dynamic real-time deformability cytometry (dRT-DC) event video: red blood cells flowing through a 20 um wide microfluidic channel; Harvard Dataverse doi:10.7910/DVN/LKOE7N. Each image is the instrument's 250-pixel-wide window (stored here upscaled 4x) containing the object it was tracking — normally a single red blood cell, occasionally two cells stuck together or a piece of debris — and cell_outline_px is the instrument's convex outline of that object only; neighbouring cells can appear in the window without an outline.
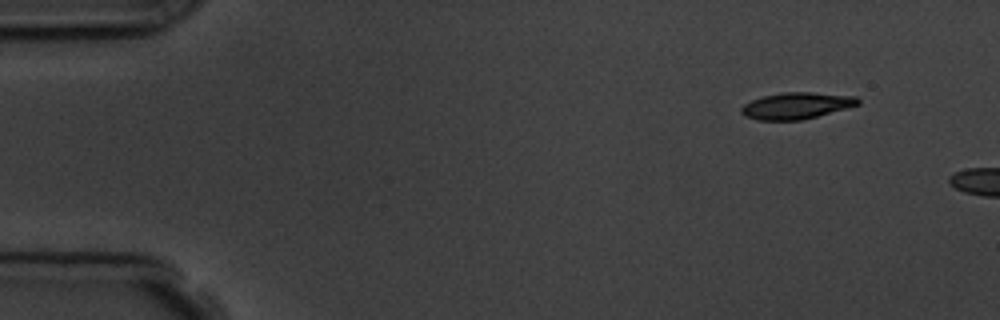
{"species": "common noctule bat (a hibernating species)", "species_latin": "Nyctalus noctula", "temperature_condition": "room temperature", "stored_images_in_passage": 2, "camera_frame_rate_fps": 3000, "um_per_image_px": 0.085, "animal": {"sex": "male", "body_mass_g": 19.5, "forearm_length_mm": 54.6}, "frame": {"image": 1, "passage_image": 1, "time_ms": 0.0, "image_size_px": [1000, 320], "cell_outline_px": [[860, 104], [804, 120], [756, 120], [744, 116], [740, 112], [740, 108], [744, 104], [752, 100], [764, 96], [784, 92], [812, 92], [856, 96], [860, 100]], "centroid_in_image_um": [67.69, 8.99], "position_along_channel_um": 17.3, "area_um2": 18.09}}